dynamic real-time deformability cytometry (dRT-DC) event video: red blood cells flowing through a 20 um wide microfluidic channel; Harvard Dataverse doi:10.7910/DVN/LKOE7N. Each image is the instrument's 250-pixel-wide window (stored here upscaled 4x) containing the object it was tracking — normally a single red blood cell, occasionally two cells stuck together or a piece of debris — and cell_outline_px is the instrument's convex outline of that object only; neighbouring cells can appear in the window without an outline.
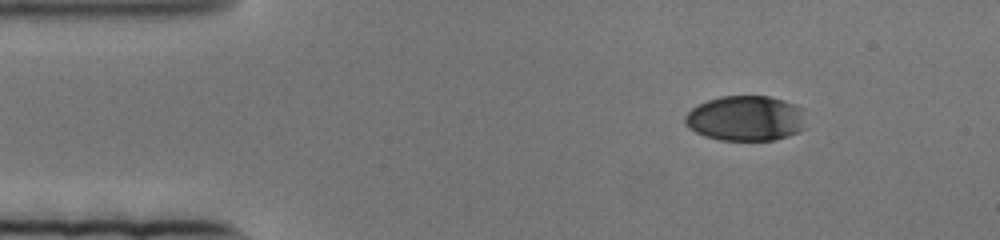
{"species": "human", "species_latin": "Homo sapiens", "temperature_condition": "cold", "stored_images_in_passage": 73, "camera_frame_rate_fps": 3000, "um_per_image_px": 0.085, "donor": {"sex": "female"}, "frame": {"image": 1, "passage_image": 1, "time_ms": 0.0, "image_size_px": [1000, 240], "cell_outline_px": [[808, 128], [800, 132], [776, 140], [720, 140], [704, 136], [688, 128], [684, 124], [684, 116], [692, 108], [708, 100], [720, 96], [768, 96], [784, 100], [796, 104], [804, 108]], "centroid_in_image_um": [63.46, 10.06], "position_along_channel_um": 21.5, "area_um2": 32.6}}
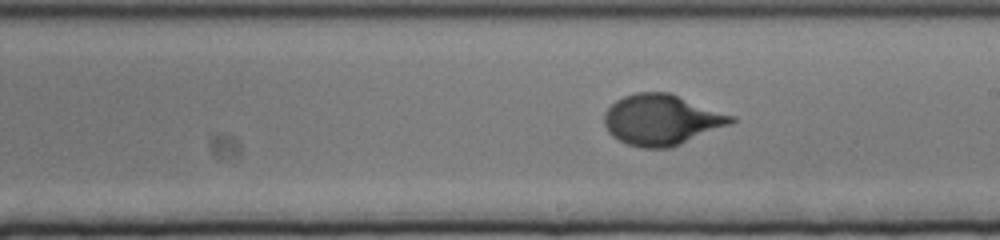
{"frame": {"image": 2, "passage_image": 36, "time_ms": 11.667, "image_size_px": [1000, 240], "cell_outline_px": [[736, 120], [732, 124], [672, 148], [644, 148], [628, 144], [612, 136], [608, 132], [604, 124], [604, 112], [616, 100], [624, 96], [636, 92], [668, 92], [736, 116]], "centroid_in_image_um": [56.26, 10.19], "position_along_channel_um": 232.7, "area_um2": 37.69}}
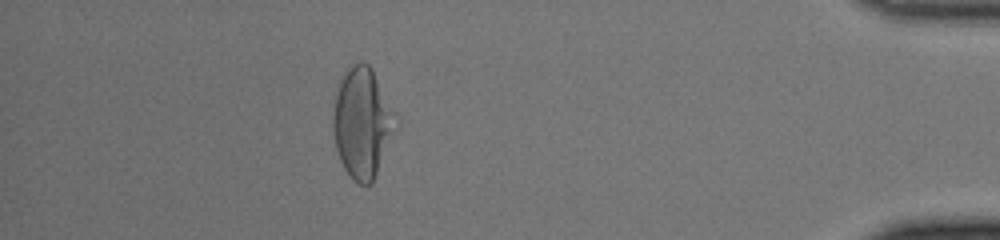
{"frame": {"image": 3, "passage_image": 64, "time_ms": 21.0, "image_size_px": [1000, 240], "cell_outline_px": [[400, 124], [372, 184], [360, 184], [352, 180], [344, 168], [340, 160], [336, 148], [332, 128], [332, 116], [336, 84], [348, 68], [352, 64], [360, 60], [368, 64], [372, 68], [400, 116]], "centroid_in_image_um": [30.84, 10.41], "position_along_channel_um": 404.4, "area_um2": 41.79}}